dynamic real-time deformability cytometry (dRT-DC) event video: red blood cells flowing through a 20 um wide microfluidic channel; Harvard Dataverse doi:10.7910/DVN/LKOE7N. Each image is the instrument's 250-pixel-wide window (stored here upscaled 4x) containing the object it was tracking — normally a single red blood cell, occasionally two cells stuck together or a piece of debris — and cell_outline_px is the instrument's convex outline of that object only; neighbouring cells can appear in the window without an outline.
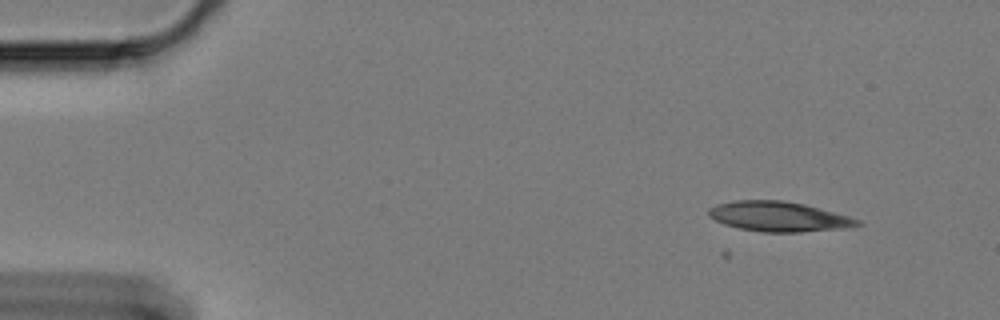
{"species": "Egyptian fruit bat (a non-hibernating species)", "species_latin": "Rousettus aegyptiacus", "temperature_condition": "cold", "stored_images_in_passage": 2, "camera_frame_rate_fps": 3000, "um_per_image_px": 0.085, "animal": {"sex": "female"}, "frame": {"image": 1, "passage_image": 2, "time_ms": 0.333, "image_size_px": [1000, 320], "cell_outline_px": [[864, 224], [840, 228], [800, 232], [760, 232], [740, 228], [724, 224], [708, 216], [708, 208], [716, 204], [736, 200], [784, 200], [804, 204], [848, 216], [860, 220]], "centroid_in_image_um": [66.15, 18.4], "position_along_channel_um": 18.9, "area_um2": 25.78}}